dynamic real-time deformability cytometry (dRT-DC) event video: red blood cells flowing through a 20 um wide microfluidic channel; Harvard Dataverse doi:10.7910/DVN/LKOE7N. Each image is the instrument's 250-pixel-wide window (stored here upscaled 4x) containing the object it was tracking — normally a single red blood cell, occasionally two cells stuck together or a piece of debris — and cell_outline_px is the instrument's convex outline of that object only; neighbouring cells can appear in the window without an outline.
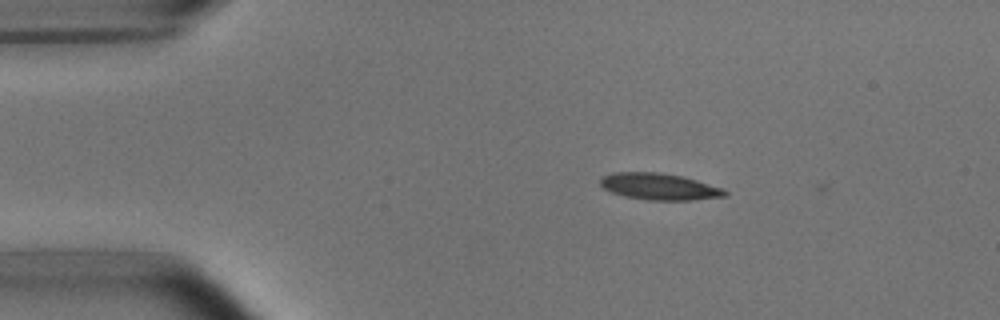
{"species": "common noctule bat (a hibernating species)", "species_latin": "Nyctalus noctula", "temperature_condition": "room temperature", "stored_images_in_passage": 7, "camera_frame_rate_fps": 3000, "um_per_image_px": 0.085, "animal": {"sex": "male", "body_mass_g": 15.6}, "frame": {"image": 1, "passage_image": 2, "time_ms": 0.333, "image_size_px": [1000, 320], "cell_outline_px": [[728, 196], [692, 200], [648, 200], [624, 196], [612, 192], [604, 188], [600, 184], [600, 176], [612, 172], [656, 172], [684, 176], [724, 188], [728, 192]], "centroid_in_image_um": [56.06, 15.85], "position_along_channel_um": 28.9, "area_um2": 19.54}}
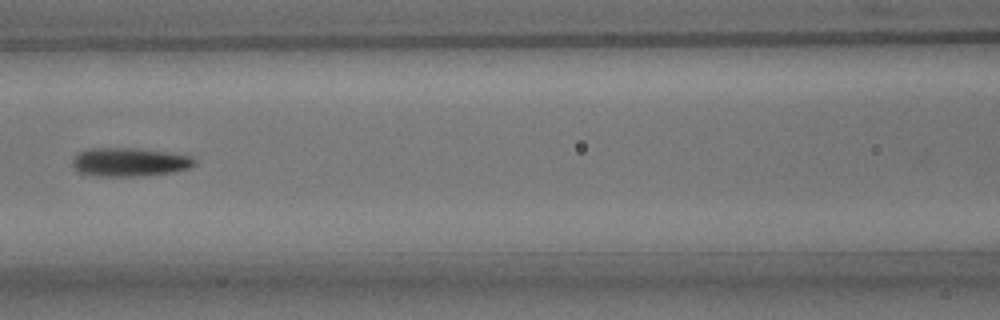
{"frame": {"image": 2, "passage_image": 6, "time_ms": 1.667, "image_size_px": [1000, 320], "cell_outline_px": [[196, 164], [188, 168], [172, 172], [132, 176], [96, 176], [80, 172], [72, 164], [72, 160], [80, 152], [88, 148], [132, 148], [164, 152], [192, 156], [196, 160]], "centroid_in_image_um": [11.0, 13.77], "position_along_channel_um": 155.6, "area_um2": 20.0}}
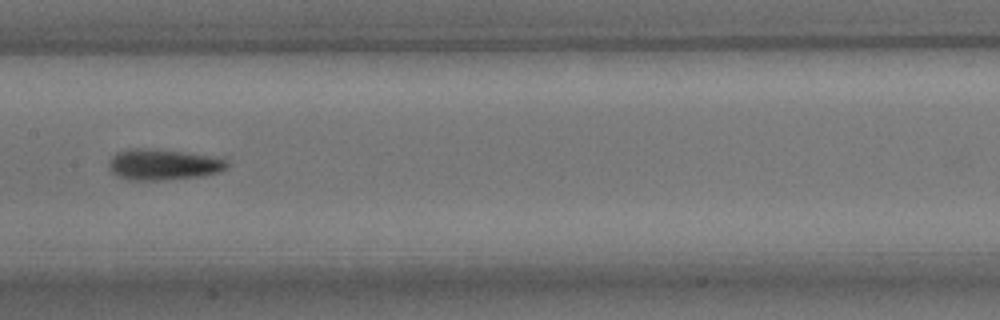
{"frame": {"image": 3, "passage_image": 7, "time_ms": 2.0, "image_size_px": [1000, 320], "cell_outline_px": [[228, 168], [220, 172], [204, 176], [160, 180], [128, 180], [112, 172], [108, 168], [108, 164], [112, 156], [116, 152], [136, 148], [140, 148], [180, 152], [212, 156], [228, 160]], "centroid_in_image_um": [13.9, 14.0], "position_along_channel_um": 193.5, "area_um2": 21.15}}